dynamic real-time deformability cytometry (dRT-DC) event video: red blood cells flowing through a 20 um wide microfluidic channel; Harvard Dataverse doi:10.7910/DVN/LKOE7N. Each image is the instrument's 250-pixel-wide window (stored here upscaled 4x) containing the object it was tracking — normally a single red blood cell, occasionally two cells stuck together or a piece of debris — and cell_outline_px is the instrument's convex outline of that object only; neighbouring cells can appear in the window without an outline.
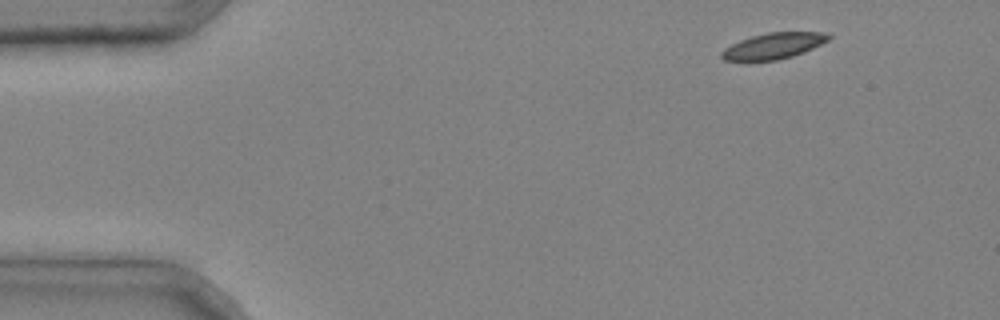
{"species": "common noctule bat (a hibernating species)", "species_latin": "Nyctalus noctula", "temperature_condition": "cold", "stored_images_in_passage": 4, "camera_frame_rate_fps": 3000, "um_per_image_px": 0.085, "animal": {"sex": "male", "body_mass_g": 20.4}, "frame": {"image": 1, "passage_image": 1, "time_ms": 0.0, "image_size_px": [1000, 320], "cell_outline_px": [[832, 36], [828, 40], [804, 52], [792, 56], [776, 60], [724, 60], [720, 56], [720, 52], [724, 48], [740, 40], [752, 36], [768, 32], [828, 32]], "centroid_in_image_um": [65.75, 3.89], "position_along_channel_um": 19.2, "area_um2": 16.07}}
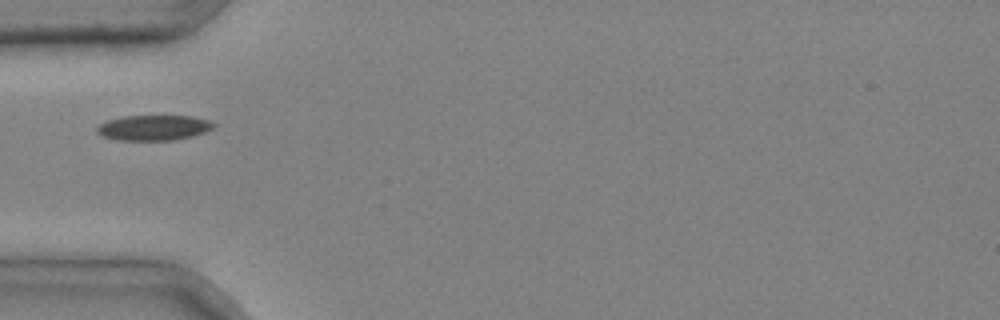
{"frame": {"image": 2, "passage_image": 3, "time_ms": 0.667, "image_size_px": [1000, 320], "cell_outline_px": [[216, 128], [192, 136], [176, 140], [116, 140], [100, 136], [96, 132], [96, 128], [100, 124], [108, 120], [124, 116], [192, 116], [208, 120], [216, 124]], "centroid_in_image_um": [13.06, 10.86], "position_along_channel_um": 71.9, "area_um2": 17.34}}